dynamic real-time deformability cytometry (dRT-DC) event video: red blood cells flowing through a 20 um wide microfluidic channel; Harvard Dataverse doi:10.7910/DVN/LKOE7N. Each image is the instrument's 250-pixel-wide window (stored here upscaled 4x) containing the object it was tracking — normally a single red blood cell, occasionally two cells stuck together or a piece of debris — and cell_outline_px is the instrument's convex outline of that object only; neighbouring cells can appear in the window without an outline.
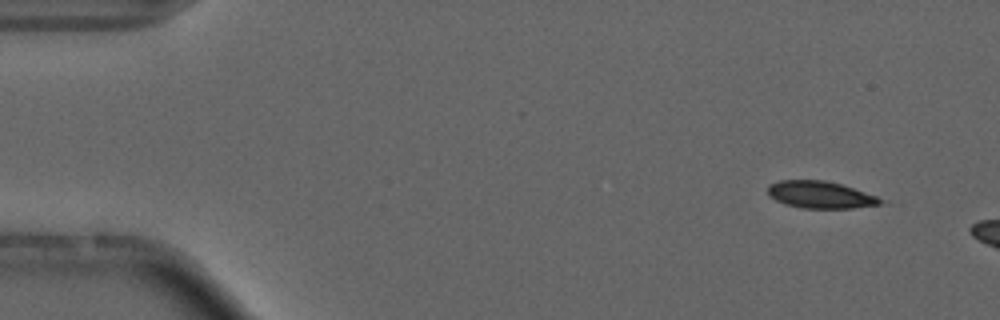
{"species": "common noctule bat (a hibernating species)", "species_latin": "Nyctalus noctula", "temperature_condition": "cold", "stored_images_in_passage": 2, "camera_frame_rate_fps": 3000, "um_per_image_px": 0.085, "animal": {"sex": "male", "forearm_length_mm": 52.5}, "frame": {"image": 1, "passage_image": 1, "time_ms": 0.0, "image_size_px": [1000, 320], "cell_outline_px": [[884, 200], [880, 204], [852, 208], [800, 208], [784, 204], [776, 200], [768, 192], [768, 184], [780, 180], [824, 180], [840, 184], [876, 196]], "centroid_in_image_um": [69.69, 16.55], "position_along_channel_um": 15.3, "area_um2": 17.57}}